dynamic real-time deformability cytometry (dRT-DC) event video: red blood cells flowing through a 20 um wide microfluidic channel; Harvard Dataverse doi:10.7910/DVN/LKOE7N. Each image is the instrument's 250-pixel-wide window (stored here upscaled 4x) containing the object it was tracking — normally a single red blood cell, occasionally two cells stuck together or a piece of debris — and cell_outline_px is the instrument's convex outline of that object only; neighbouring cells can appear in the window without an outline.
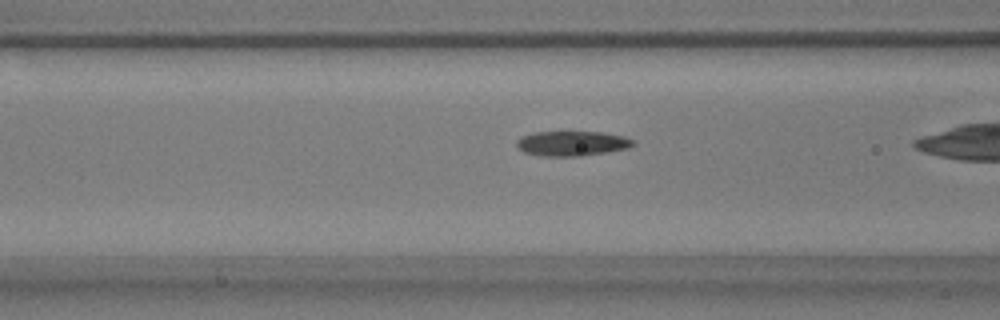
{"species": "common noctule bat (a hibernating species)", "species_latin": "Nyctalus noctula", "temperature_condition": "warm", "stored_images_in_passage": 7, "camera_frame_rate_fps": 3000, "um_per_image_px": 0.085, "animal": {"sex": "male", "body_mass_g": 17.9}, "frame": {"image": 1, "passage_image": 5, "time_ms": 1.333, "image_size_px": [1000, 320], "cell_outline_px": [[636, 144], [628, 148], [608, 152], [580, 156], [544, 156], [524, 152], [516, 148], [516, 140], [520, 136], [532, 132], [604, 132], [624, 136], [636, 140]], "centroid_in_image_um": [48.62, 12.19], "position_along_channel_um": 118.0, "area_um2": 17.17}}